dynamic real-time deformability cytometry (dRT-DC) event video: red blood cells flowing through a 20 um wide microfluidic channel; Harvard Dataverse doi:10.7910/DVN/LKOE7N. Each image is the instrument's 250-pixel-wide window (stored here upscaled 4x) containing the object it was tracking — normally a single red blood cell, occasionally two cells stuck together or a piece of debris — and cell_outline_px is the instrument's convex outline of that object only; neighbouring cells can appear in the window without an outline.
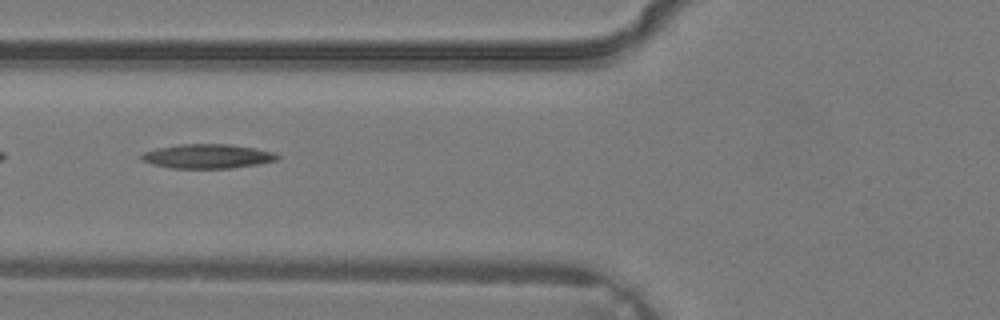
{"species": "common noctule bat (a hibernating species)", "species_latin": "Nyctalus noctula", "temperature_condition": "warm", "stored_images_in_passage": 4, "camera_frame_rate_fps": 3000, "um_per_image_px": 0.085, "animal": {"sex": "male", "body_mass_g": 19.2, "forearm_length_mm": 51.8}, "frame": {"image": 1, "passage_image": 4, "time_ms": 1.0, "image_size_px": [1000, 320], "cell_outline_px": [[280, 156], [276, 160], [256, 164], [232, 168], [172, 168], [152, 164], [144, 160], [140, 156], [144, 152], [156, 148], [180, 144], [228, 144], [252, 148], [272, 152]], "centroid_in_image_um": [17.6, 13.28], "position_along_channel_um": 108.2, "area_um2": 18.9}}